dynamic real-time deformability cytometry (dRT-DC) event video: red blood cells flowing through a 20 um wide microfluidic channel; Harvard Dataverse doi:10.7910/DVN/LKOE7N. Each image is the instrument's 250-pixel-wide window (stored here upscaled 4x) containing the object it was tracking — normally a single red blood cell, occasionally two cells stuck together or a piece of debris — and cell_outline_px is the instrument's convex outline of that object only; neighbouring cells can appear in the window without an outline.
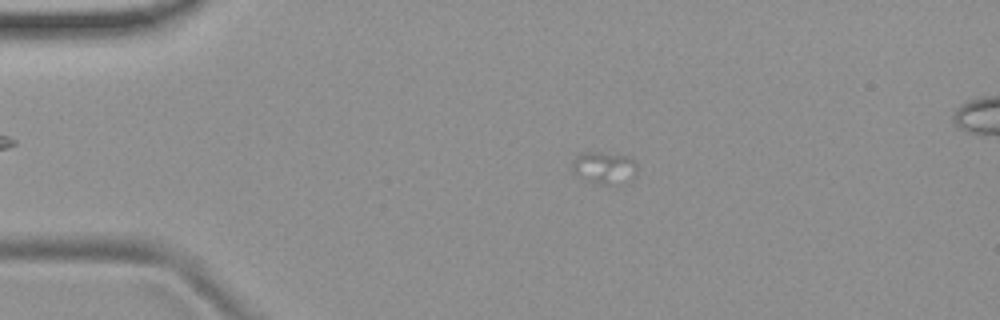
{"species": "common noctule bat (a hibernating species)", "species_latin": "Nyctalus noctula", "temperature_condition": "room temperature", "stored_images_in_passage": 22, "camera_frame_rate_fps": 3000, "um_per_image_px": 0.085, "animal": {"sex": "female", "body_mass_g": 19.9}, "frame": {"image": 1, "passage_image": 13, "time_ms": 4.0, "image_size_px": [1000, 320], "cell_outline_px": [[636, 172], [632, 180], [628, 184], [600, 184], [572, 172], [572, 160], [576, 156], [584, 152], [600, 152], [632, 156], [636, 164]], "centroid_in_image_um": [51.42, 14.25], "position_along_channel_um": 33.6, "area_um2": 12.31}}